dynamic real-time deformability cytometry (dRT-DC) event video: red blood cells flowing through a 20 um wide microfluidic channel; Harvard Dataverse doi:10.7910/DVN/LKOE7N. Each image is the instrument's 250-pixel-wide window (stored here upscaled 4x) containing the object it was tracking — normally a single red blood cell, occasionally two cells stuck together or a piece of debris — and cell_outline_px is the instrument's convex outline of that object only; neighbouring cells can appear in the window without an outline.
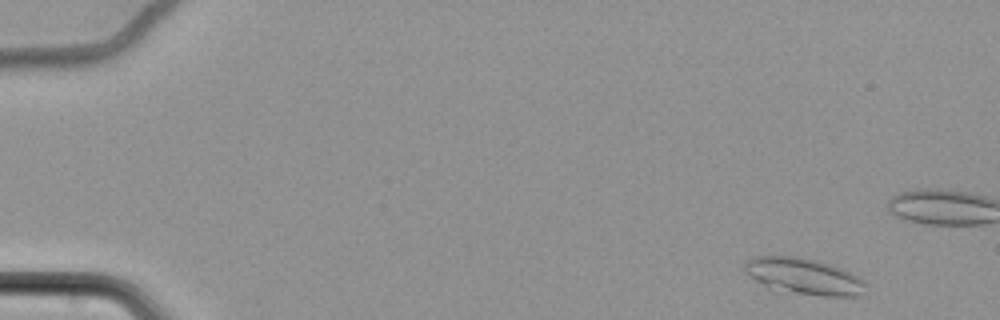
{"species": "common noctule bat (a hibernating species)", "species_latin": "Nyctalus noctula", "temperature_condition": "cold", "stored_images_in_passage": 63, "camera_frame_rate_fps": 3000, "um_per_image_px": 0.085, "animal": {"sex": "female", "body_mass_g": 22.7, "forearm_length_mm": 54.2}, "frame": {"image": 1, "passage_image": 4, "time_ms": 1.0, "image_size_px": [1000, 320], "cell_outline_px": [[868, 284], [860, 296], [824, 296], [772, 292], [744, 272], [744, 264], [752, 256], [800, 256], [820, 260], [832, 264], [864, 280]], "centroid_in_image_um": [68.28, 23.5], "position_along_channel_um": 16.7, "area_um2": 26.41}}
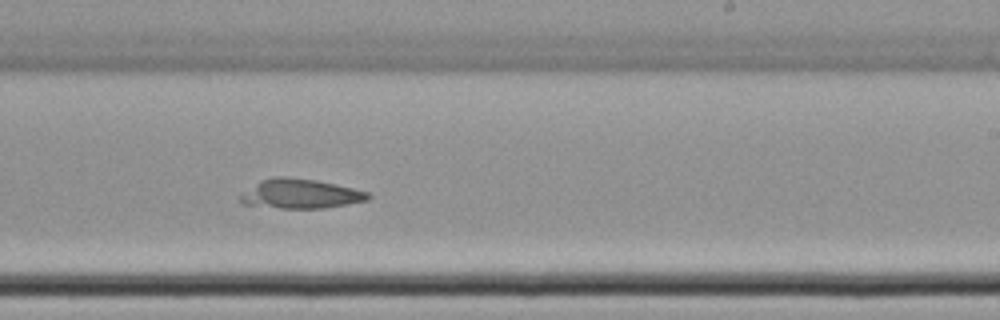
{"frame": {"image": 2, "passage_image": 39, "time_ms": 12.667, "image_size_px": [1000, 320], "cell_outline_px": [[372, 196], [368, 200], [348, 204], [324, 208], [280, 208], [244, 204], [240, 200], [240, 196], [260, 180], [272, 176], [284, 176], [316, 180], [352, 188], [368, 192]], "centroid_in_image_um": [25.55, 16.47], "position_along_channel_um": 263.4, "area_um2": 21.73}}
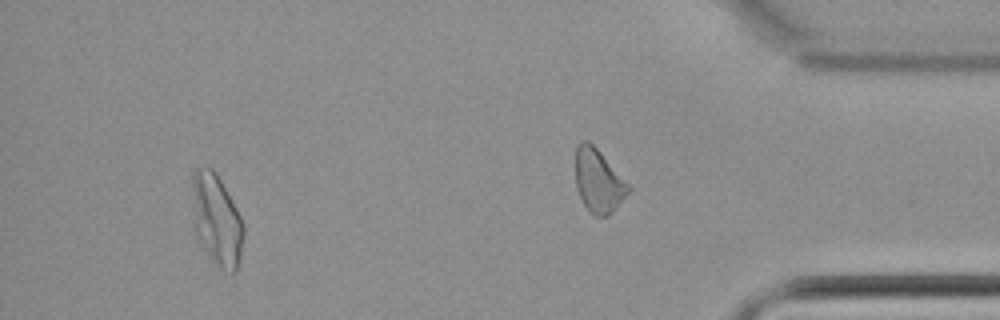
{"frame": {"image": 3, "passage_image": 58, "time_ms": 19.0, "image_size_px": [1000, 320], "cell_outline_px": [[244, 236], [240, 260], [236, 272], [224, 272], [216, 268], [200, 244], [192, 228], [192, 172], [196, 168], [212, 168], [216, 172], [236, 208], [244, 224]], "centroid_in_image_um": [18.39, 18.75], "position_along_channel_um": 416.8, "area_um2": 28.09}}